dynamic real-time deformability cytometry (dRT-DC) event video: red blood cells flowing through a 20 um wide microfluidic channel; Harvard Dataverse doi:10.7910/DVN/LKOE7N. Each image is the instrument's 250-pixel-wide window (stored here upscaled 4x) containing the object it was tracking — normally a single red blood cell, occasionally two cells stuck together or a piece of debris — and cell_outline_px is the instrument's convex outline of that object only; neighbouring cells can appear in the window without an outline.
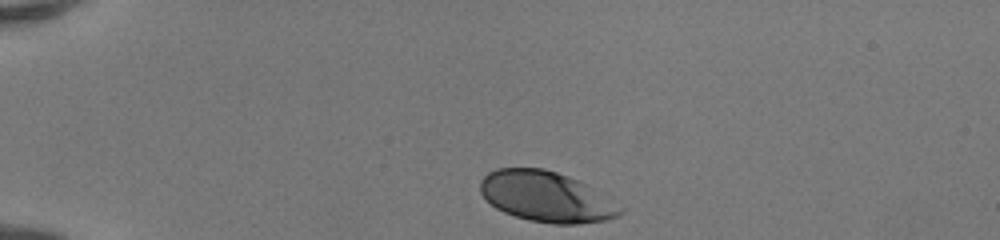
{"species": "human", "species_latin": "Homo sapiens", "temperature_condition": "room temperature", "stored_images_in_passage": 33, "camera_frame_rate_fps": 3000, "um_per_image_px": 0.085, "donor": {"sex": "female"}, "frame": {"image": 1, "passage_image": 1, "time_ms": 0.0, "image_size_px": [1000, 240], "cell_outline_px": [[624, 212], [608, 220], [576, 224], [552, 224], [528, 220], [504, 212], [496, 208], [480, 192], [480, 180], [488, 172], [496, 168], [544, 168], [568, 176], [584, 184], [624, 208]], "centroid_in_image_um": [46.41, 16.73], "position_along_channel_um": 38.6, "area_um2": 40.81}}
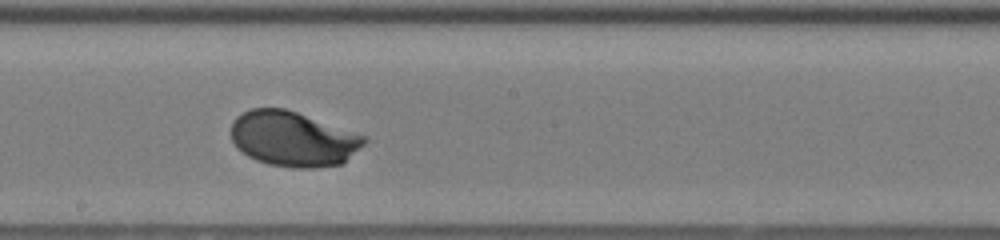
{"frame": {"image": 2, "passage_image": 19, "time_ms": 6.0, "image_size_px": [1000, 240], "cell_outline_px": [[368, 140], [344, 164], [312, 168], [292, 168], [268, 164], [256, 160], [248, 156], [236, 148], [232, 140], [232, 124], [236, 116], [252, 108], [284, 108], [368, 136]], "centroid_in_image_um": [24.93, 11.82], "position_along_channel_um": 223.3, "area_um2": 42.89}}
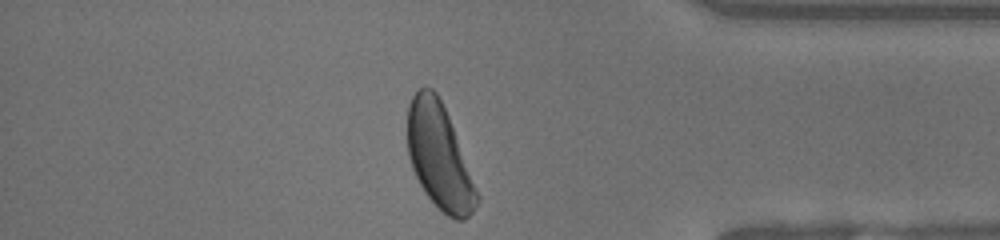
{"frame": {"image": 3, "passage_image": 33, "time_ms": 10.667, "image_size_px": [1000, 240], "cell_outline_px": [[480, 200], [472, 212], [464, 220], [456, 220], [448, 216], [424, 192], [412, 168], [408, 156], [408, 104], [412, 96], [420, 88], [432, 88], [436, 92], [448, 116], [480, 196]], "centroid_in_image_um": [37.34, 13.32], "position_along_channel_um": 397.9, "area_um2": 41.85}, "authors_computed_cell_mechanics": {"area_um2": 42.0206, "velocity_mm_per_s": 4.1039, "shape_relaxation_time_tau1_ms": 2.2715, "shape_relaxation_time_tau2_ms": null, "deformation_change_tau1": 0.1573, "deformation_change_tau2": null}}